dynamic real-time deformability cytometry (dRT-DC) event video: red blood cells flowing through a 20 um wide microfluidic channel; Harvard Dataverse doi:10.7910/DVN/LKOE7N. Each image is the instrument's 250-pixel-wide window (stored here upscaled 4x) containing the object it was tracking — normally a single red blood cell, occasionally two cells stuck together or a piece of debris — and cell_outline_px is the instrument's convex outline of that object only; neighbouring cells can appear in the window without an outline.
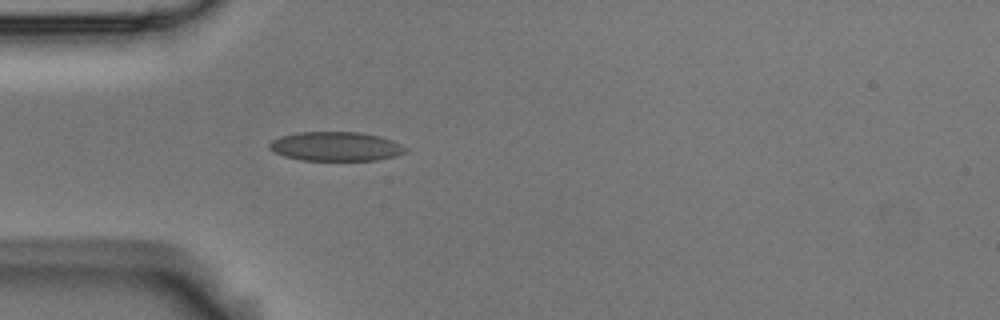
{"species": "Egyptian fruit bat (a non-hibernating species)", "species_latin": "Rousettus aegyptiacus", "temperature_condition": "room temperature", "stored_images_in_passage": 3, "camera_frame_rate_fps": 3000, "um_per_image_px": 0.085, "animal": {"sex": "male"}, "frame": {"image": 1, "passage_image": 3, "time_ms": 0.667, "image_size_px": [1000, 320], "cell_outline_px": [[408, 148], [404, 152], [392, 156], [376, 160], [300, 160], [284, 156], [268, 148], [268, 144], [272, 140], [280, 136], [296, 132], [360, 132], [380, 136], [392, 140]], "centroid_in_image_um": [28.5, 12.43], "position_along_channel_um": 56.5, "area_um2": 23.06}}